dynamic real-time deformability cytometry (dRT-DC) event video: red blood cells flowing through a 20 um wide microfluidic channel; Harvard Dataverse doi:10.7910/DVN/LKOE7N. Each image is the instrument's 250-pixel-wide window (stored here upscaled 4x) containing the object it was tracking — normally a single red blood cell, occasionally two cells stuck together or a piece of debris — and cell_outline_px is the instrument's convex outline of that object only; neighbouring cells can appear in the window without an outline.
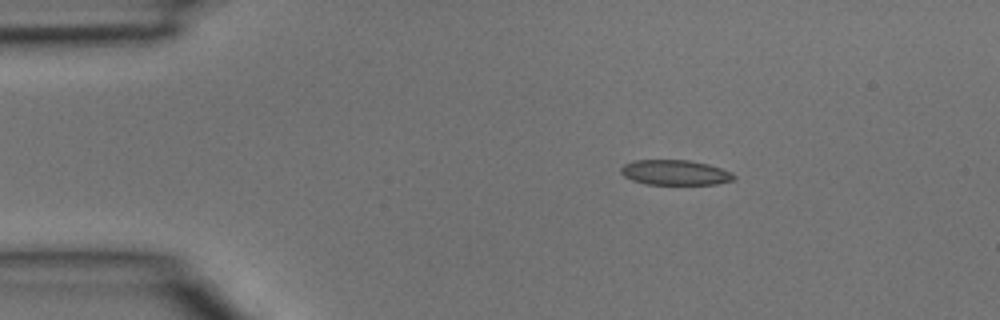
{"species": "common noctule bat (a hibernating species)", "species_latin": "Nyctalus noctula", "temperature_condition": "room temperature", "stored_images_in_passage": 3, "segment_of_instrument_passage": [1, 2], "camera_frame_rate_fps": 3000, "um_per_image_px": 0.085, "animal": {"sex": "male", "body_mass_g": 15.6}, "frame": {"image": 1, "passage_image": 1, "time_ms": 0.0, "image_size_px": [1000, 320], "cell_outline_px": [[736, 180], [716, 184], [644, 184], [632, 180], [624, 176], [620, 172], [620, 168], [624, 164], [632, 160], [688, 160], [708, 164], [732, 172], [736, 176]], "centroid_in_image_um": [57.38, 14.66], "position_along_channel_um": 27.6, "area_um2": 16.65}}